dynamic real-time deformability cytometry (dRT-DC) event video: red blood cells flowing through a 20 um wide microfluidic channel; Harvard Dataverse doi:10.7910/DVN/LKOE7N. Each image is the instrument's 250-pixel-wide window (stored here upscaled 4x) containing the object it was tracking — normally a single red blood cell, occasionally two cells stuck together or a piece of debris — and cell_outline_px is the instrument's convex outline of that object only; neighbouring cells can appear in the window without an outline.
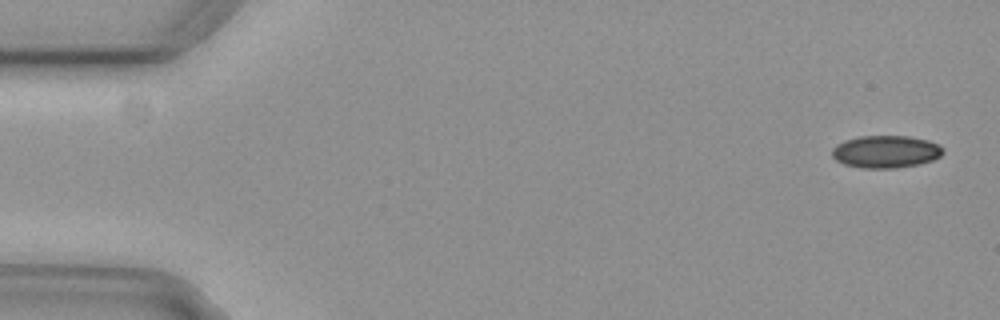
{"species": "common noctule bat (a hibernating species)", "species_latin": "Nyctalus noctula", "temperature_condition": "cold", "stored_images_in_passage": 10, "camera_frame_rate_fps": 3000, "um_per_image_px": 0.085, "animal": {"sex": "female", "body_mass_g": 29.2, "forearm_length_mm": 56.3}, "frame": {"image": 1, "passage_image": 2, "time_ms": 0.333, "image_size_px": [1000, 320], "cell_outline_px": [[944, 152], [940, 156], [932, 160], [920, 164], [896, 168], [860, 168], [844, 164], [836, 160], [832, 156], [832, 148], [836, 144], [844, 140], [860, 136], [908, 136], [928, 140], [940, 144], [944, 148]], "centroid_in_image_um": [75.3, 12.89], "position_along_channel_um": 9.7, "area_um2": 21.21}}